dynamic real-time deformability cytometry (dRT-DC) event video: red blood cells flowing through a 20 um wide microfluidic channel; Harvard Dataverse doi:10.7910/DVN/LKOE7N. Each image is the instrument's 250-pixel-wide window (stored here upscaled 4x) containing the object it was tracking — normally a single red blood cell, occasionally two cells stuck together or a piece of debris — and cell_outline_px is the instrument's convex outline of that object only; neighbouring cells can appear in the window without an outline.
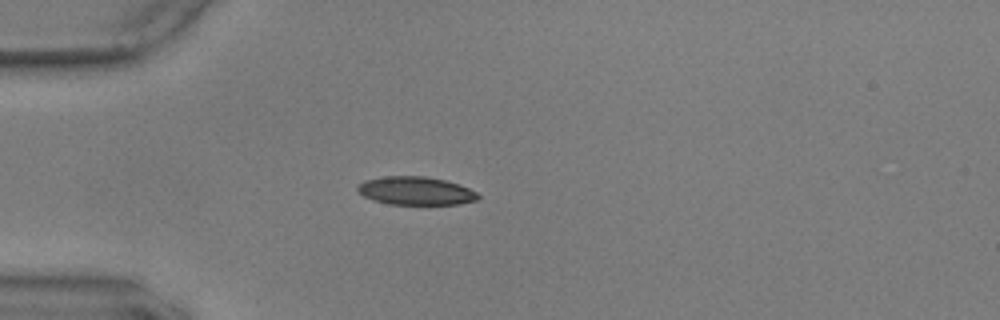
{"species": "common noctule bat (a hibernating species)", "species_latin": "Nyctalus noctula", "temperature_condition": "warm", "stored_images_in_passage": 8, "camera_frame_rate_fps": 3000, "um_per_image_px": 0.085, "animal": {"sex": "male", "body_mass_g": 17.9, "forearm_length_mm": 54.2}, "frame": {"image": 1, "passage_image": 1, "time_ms": 0.0, "image_size_px": [1000, 320], "cell_outline_px": [[480, 196], [476, 200], [460, 204], [388, 204], [372, 200], [356, 192], [356, 188], [364, 180], [384, 176], [424, 176], [444, 180], [460, 184], [476, 192]], "centroid_in_image_um": [35.3, 16.22], "position_along_channel_um": 49.7, "area_um2": 19.88}}